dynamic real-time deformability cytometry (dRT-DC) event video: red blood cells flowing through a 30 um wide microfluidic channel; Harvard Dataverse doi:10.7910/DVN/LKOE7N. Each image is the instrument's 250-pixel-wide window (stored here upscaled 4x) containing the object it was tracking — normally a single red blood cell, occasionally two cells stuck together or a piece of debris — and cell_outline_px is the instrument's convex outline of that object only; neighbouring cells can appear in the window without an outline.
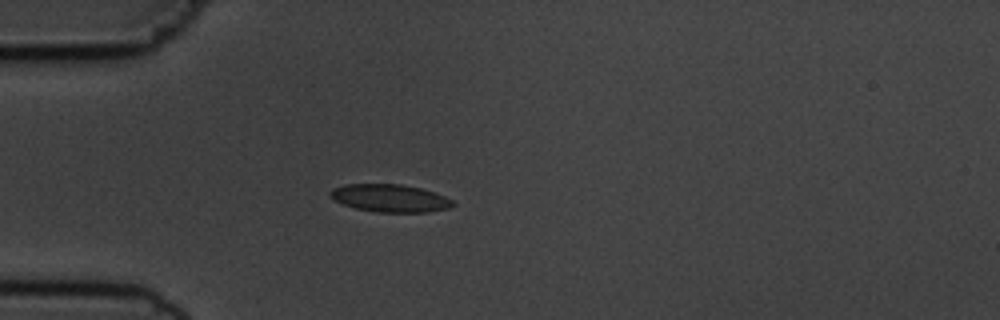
{"species": "common noctule bat (a hibernating species)", "species_latin": "Nyctalus noctula", "temperature_condition": "cold", "stored_images_in_passage": 3, "camera_frame_rate_fps": 3000, "um_per_image_px": 0.085, "animal": {"sex": "male", "body_mass_g": 19.5, "forearm_length_mm": 54.6}, "frame": {"image": 1, "passage_image": 1, "time_ms": 0.0, "image_size_px": [1000, 320], "cell_outline_px": [[456, 204], [448, 208], [428, 212], [376, 212], [356, 208], [344, 204], [328, 196], [328, 192], [332, 188], [344, 184], [400, 184], [420, 188], [436, 192], [452, 200]], "centroid_in_image_um": [33.14, 16.83], "position_along_channel_um": 51.9, "area_um2": 19.83}}
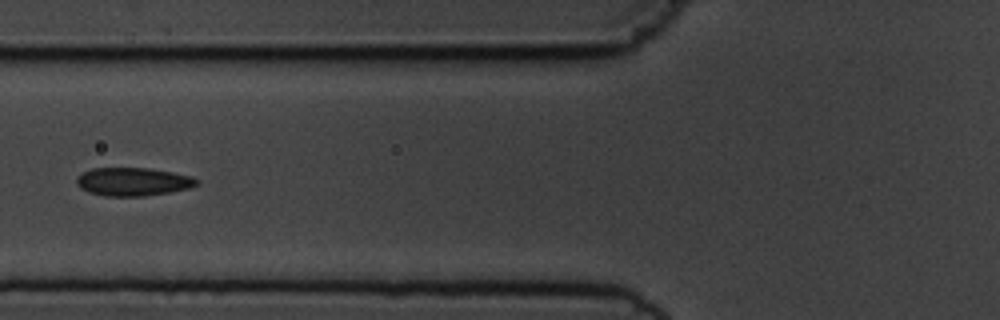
{"frame": {"image": 2, "passage_image": 3, "time_ms": 2.0, "image_size_px": [1000, 320], "cell_outline_px": [[200, 184], [192, 188], [144, 196], [104, 196], [88, 192], [80, 188], [76, 184], [76, 176], [92, 168], [148, 168], [172, 172], [192, 176], [200, 180]], "centroid_in_image_um": [11.32, 15.44], "position_along_channel_um": 114.5, "area_um2": 20.0}}